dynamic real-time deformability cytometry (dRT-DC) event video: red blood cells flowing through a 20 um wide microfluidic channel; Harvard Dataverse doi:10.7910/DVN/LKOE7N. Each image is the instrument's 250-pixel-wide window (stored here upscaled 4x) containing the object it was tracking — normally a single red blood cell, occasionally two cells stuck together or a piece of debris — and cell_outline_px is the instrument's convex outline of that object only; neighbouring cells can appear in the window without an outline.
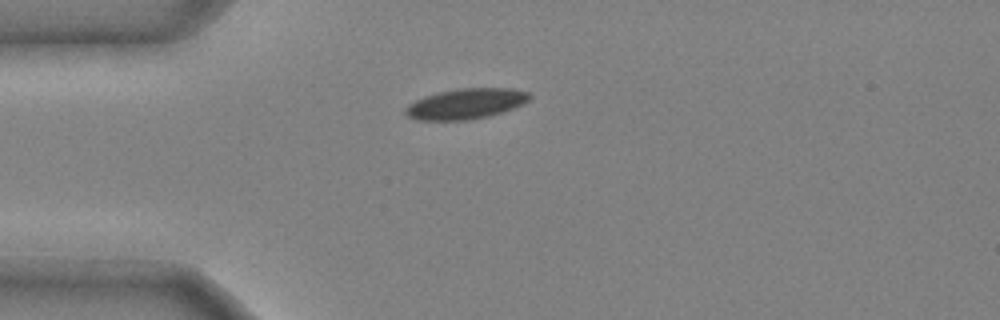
{"species": "common noctule bat (a hibernating species)", "species_latin": "Nyctalus noctula", "temperature_condition": "cold", "stored_images_in_passage": 32, "camera_frame_rate_fps": 3000, "um_per_image_px": 0.085, "animal": {"sex": "male", "body_mass_g": 20.4}, "frame": {"image": 1, "passage_image": 1, "time_ms": 0.0, "image_size_px": [1000, 320], "cell_outline_px": [[532, 96], [528, 100], [512, 108], [488, 116], [468, 120], [416, 120], [408, 116], [404, 112], [404, 108], [408, 104], [424, 96], [456, 88], [512, 88], [528, 92]], "centroid_in_image_um": [39.56, 8.81], "position_along_channel_um": 45.4, "area_um2": 21.91}}
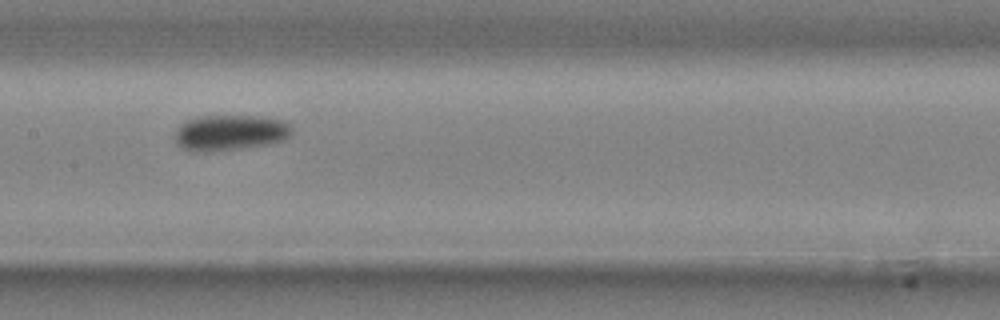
{"frame": {"image": 2, "passage_image": 13, "time_ms": 4.0, "image_size_px": [1000, 320], "cell_outline_px": [[292, 132], [284, 140], [268, 144], [212, 152], [192, 152], [176, 144], [176, 128], [180, 124], [188, 120], [204, 116], [260, 116], [284, 120], [292, 128]], "centroid_in_image_um": [19.55, 11.28], "position_along_channel_um": 187.8, "area_um2": 24.33}}
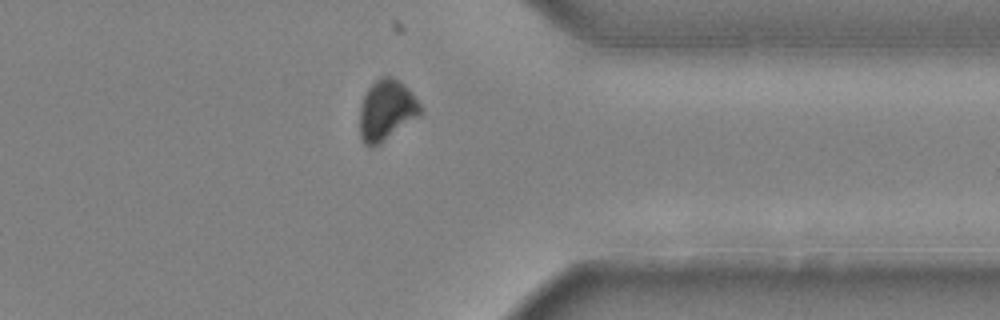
{"frame": {"image": 3, "passage_image": 28, "time_ms": 9.0, "image_size_px": [1000, 320], "cell_outline_px": [[420, 116], [380, 144], [372, 148], [368, 148], [364, 144], [360, 136], [360, 104], [368, 88], [380, 76], [392, 76], [400, 80], [408, 88], [420, 104]], "centroid_in_image_um": [32.83, 9.38], "position_along_channel_um": 378.6, "area_um2": 21.62}, "authors_computed_cell_mechanics": {"area_um2": 23.2067, "velocity_mm_per_s": 3.9588, "shape_relaxation_time_tau1_ms": 3.7974, "shape_relaxation_time_tau2_ms": null, "deformation_change_tau1": 0.0809, "deformation_change_tau2": null}}